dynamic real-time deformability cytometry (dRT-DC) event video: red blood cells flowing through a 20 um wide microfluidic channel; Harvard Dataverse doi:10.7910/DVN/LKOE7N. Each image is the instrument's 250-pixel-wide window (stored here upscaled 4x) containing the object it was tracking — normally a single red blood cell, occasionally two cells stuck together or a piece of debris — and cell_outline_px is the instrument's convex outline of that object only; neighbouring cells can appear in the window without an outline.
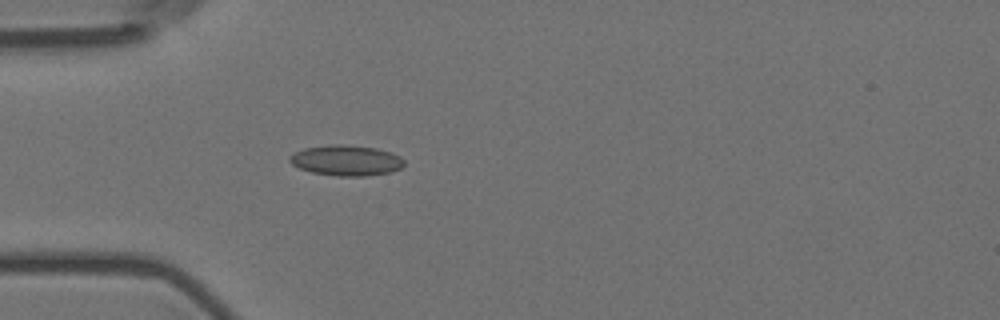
{"species": "Egyptian fruit bat (a non-hibernating species)", "species_latin": "Rousettus aegyptiacus", "temperature_condition": "room temperature", "stored_images_in_passage": 46, "camera_frame_rate_fps": 3000, "um_per_image_px": 0.085, "animal": {"sex": "female"}, "frame": {"image": 1, "passage_image": 9, "time_ms": 2.667, "image_size_px": [1000, 320], "cell_outline_px": [[404, 164], [400, 168], [388, 172], [364, 176], [336, 176], [312, 172], [300, 168], [292, 164], [288, 160], [288, 156], [304, 148], [332, 144], [340, 144], [376, 148], [400, 156], [404, 160]], "centroid_in_image_um": [29.39, 13.63], "position_along_channel_um": 55.6, "area_um2": 20.17}}
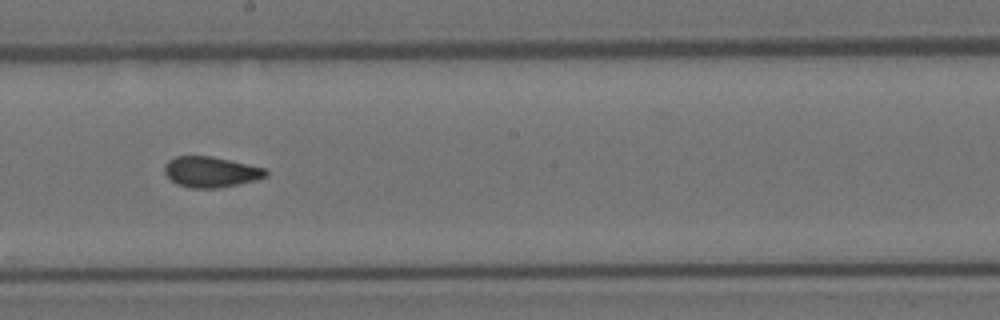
{"frame": {"image": 2, "passage_image": 24, "time_ms": 7.667, "image_size_px": [1000, 320], "cell_outline_px": [[268, 176], [256, 180], [220, 188], [188, 188], [176, 184], [164, 172], [164, 164], [168, 160], [176, 156], [212, 156], [248, 164], [264, 168], [268, 172]], "centroid_in_image_um": [17.91, 14.62], "position_along_channel_um": 230.3, "area_um2": 18.21}}
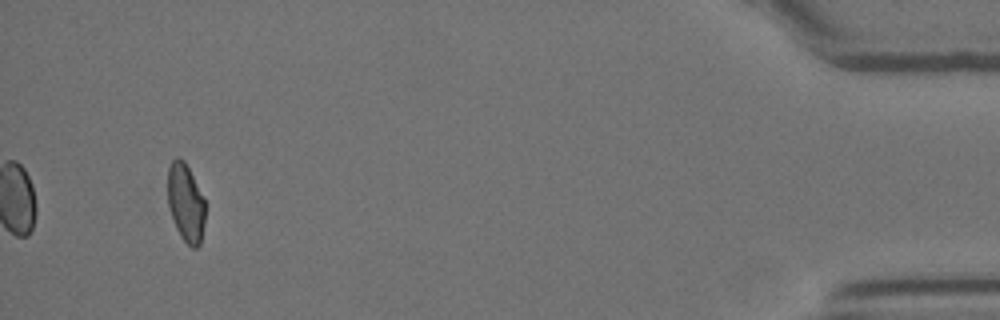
{"frame": {"image": 3, "passage_image": 46, "time_ms": 15.0, "image_size_px": [1000, 320], "cell_outline_px": [[204, 224], [200, 244], [196, 248], [192, 248], [180, 236], [176, 228], [168, 204], [168, 168], [172, 160], [176, 156], [180, 156], [184, 160], [204, 200]], "centroid_in_image_um": [15.77, 17.23], "position_along_channel_um": 419.4, "area_um2": 16.82}, "authors_computed_cell_mechanics": {"area_um2": 18.2648, "velocity_mm_per_s": 3.6083, "shape_relaxation_time_tau1_ms": null, "shape_relaxation_time_tau2_ms": 1.3821, "deformation_change_tau1": null, "deformation_change_tau2": 0.0749}}